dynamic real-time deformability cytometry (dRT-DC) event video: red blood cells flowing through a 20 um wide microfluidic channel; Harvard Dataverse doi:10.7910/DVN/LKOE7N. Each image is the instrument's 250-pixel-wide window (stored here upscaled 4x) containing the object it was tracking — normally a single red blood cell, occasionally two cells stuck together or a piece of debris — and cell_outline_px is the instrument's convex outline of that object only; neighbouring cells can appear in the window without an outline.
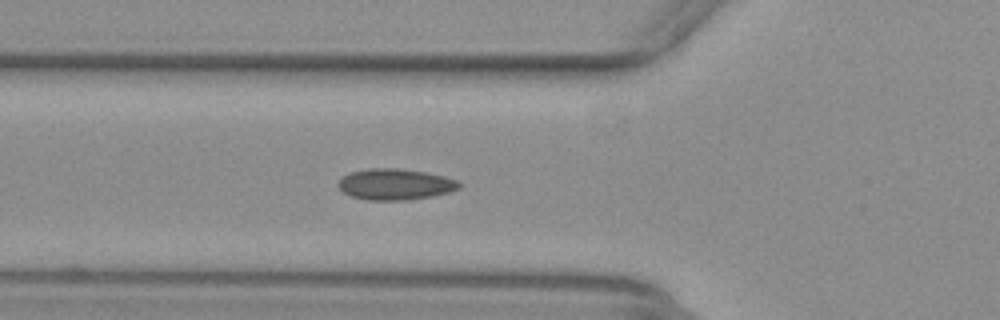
{"species": "common noctule bat (a hibernating species)", "species_latin": "Nyctalus noctula", "temperature_condition": "warm", "stored_images_in_passage": 45, "camera_frame_rate_fps": 3000, "um_per_image_px": 0.085, "animal": {"sex": "female", "body_mass_g": 29.2, "forearm_length_mm": 56.3}, "frame": {"image": 1, "passage_image": 10, "time_ms": 3.0, "image_size_px": [1000, 320], "cell_outline_px": [[460, 188], [448, 192], [432, 196], [404, 200], [368, 200], [352, 196], [344, 192], [336, 184], [348, 172], [368, 168], [400, 168], [424, 172], [444, 176], [456, 180], [460, 184]], "centroid_in_image_um": [33.57, 15.65], "position_along_channel_um": 92.2, "area_um2": 21.79}}
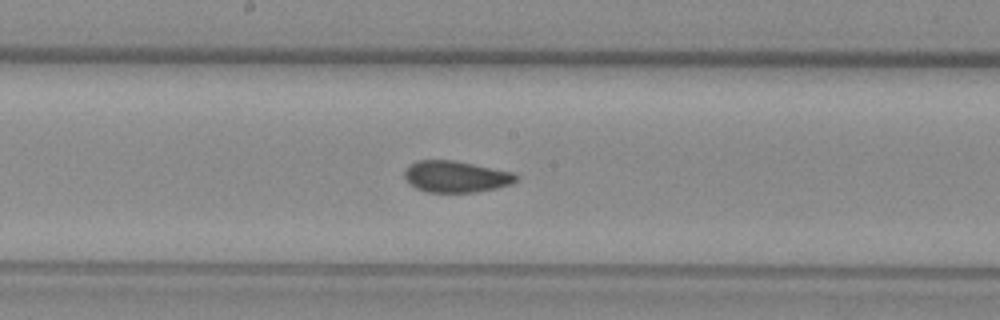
{"frame": {"image": 2, "passage_image": 19, "time_ms": 6.0, "image_size_px": [1000, 320], "cell_outline_px": [[516, 180], [512, 184], [496, 188], [476, 192], [428, 192], [416, 188], [404, 180], [404, 172], [416, 160], [452, 160], [512, 172], [516, 176]], "centroid_in_image_um": [38.72, 15.02], "position_along_channel_um": 209.5, "area_um2": 20.23}}
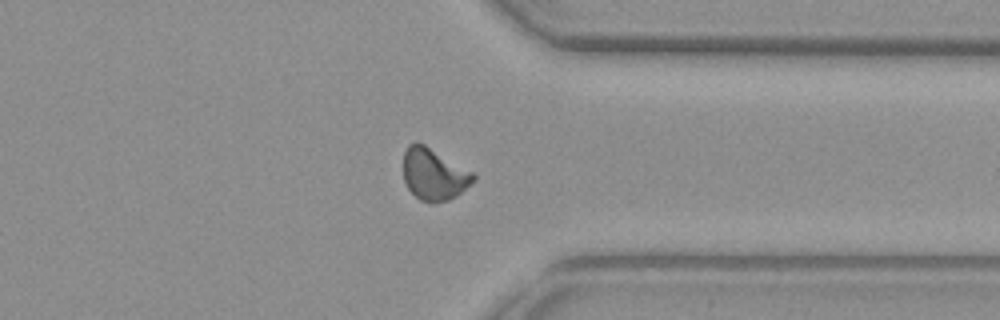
{"frame": {"image": 3, "passage_image": 32, "time_ms": 10.333, "image_size_px": [1000, 320], "cell_outline_px": [[476, 180], [456, 196], [448, 200], [420, 200], [408, 188], [404, 180], [404, 152], [408, 144], [416, 140], [424, 144], [472, 172], [476, 176]], "centroid_in_image_um": [36.87, 14.77], "position_along_channel_um": 374.5, "area_um2": 20.69}, "authors_computed_cell_mechanics": {"area_um2": 20.4612, "velocity_mm_per_s": 3.897, "shape_relaxation_time_tau1_ms": null, "shape_relaxation_time_tau2_ms": 1.1705, "deformation_change_tau1": null, "deformation_change_tau2": 0.0646}}